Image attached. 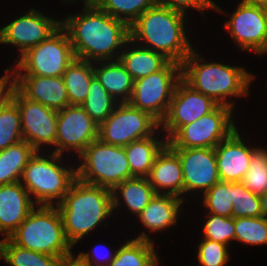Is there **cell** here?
Wrapping results in <instances>:
<instances>
[{"mask_svg": "<svg viewBox=\"0 0 267 266\" xmlns=\"http://www.w3.org/2000/svg\"><path fill=\"white\" fill-rule=\"evenodd\" d=\"M82 5L81 12L61 19L75 57L89 62L118 60L130 39L129 26L93 1H83Z\"/></svg>", "mask_w": 267, "mask_h": 266, "instance_id": "obj_1", "label": "cell"}, {"mask_svg": "<svg viewBox=\"0 0 267 266\" xmlns=\"http://www.w3.org/2000/svg\"><path fill=\"white\" fill-rule=\"evenodd\" d=\"M198 52L194 48L182 62L181 79L195 91L208 96L219 105L234 110V99L250 95V86L257 75L247 71L244 66H234L220 61L208 62Z\"/></svg>", "mask_w": 267, "mask_h": 266, "instance_id": "obj_2", "label": "cell"}, {"mask_svg": "<svg viewBox=\"0 0 267 266\" xmlns=\"http://www.w3.org/2000/svg\"><path fill=\"white\" fill-rule=\"evenodd\" d=\"M188 19L186 14L158 4L129 26L130 40L181 65L195 47L188 38Z\"/></svg>", "mask_w": 267, "mask_h": 266, "instance_id": "obj_3", "label": "cell"}, {"mask_svg": "<svg viewBox=\"0 0 267 266\" xmlns=\"http://www.w3.org/2000/svg\"><path fill=\"white\" fill-rule=\"evenodd\" d=\"M56 207L62 217L65 236L74 248L97 227L109 225L108 220L114 214L112 190L76 179Z\"/></svg>", "mask_w": 267, "mask_h": 266, "instance_id": "obj_4", "label": "cell"}, {"mask_svg": "<svg viewBox=\"0 0 267 266\" xmlns=\"http://www.w3.org/2000/svg\"><path fill=\"white\" fill-rule=\"evenodd\" d=\"M46 151H36L29 159L20 183L29 192L36 205L56 206L76 180V164L66 156ZM65 161V163H64Z\"/></svg>", "mask_w": 267, "mask_h": 266, "instance_id": "obj_5", "label": "cell"}, {"mask_svg": "<svg viewBox=\"0 0 267 266\" xmlns=\"http://www.w3.org/2000/svg\"><path fill=\"white\" fill-rule=\"evenodd\" d=\"M8 238L19 247L59 258L74 249L65 236L56 206L37 205Z\"/></svg>", "mask_w": 267, "mask_h": 266, "instance_id": "obj_6", "label": "cell"}, {"mask_svg": "<svg viewBox=\"0 0 267 266\" xmlns=\"http://www.w3.org/2000/svg\"><path fill=\"white\" fill-rule=\"evenodd\" d=\"M77 158L73 163L78 162L76 179L81 182L113 190L119 183L133 178L123 146L105 144L97 139Z\"/></svg>", "mask_w": 267, "mask_h": 266, "instance_id": "obj_7", "label": "cell"}, {"mask_svg": "<svg viewBox=\"0 0 267 266\" xmlns=\"http://www.w3.org/2000/svg\"><path fill=\"white\" fill-rule=\"evenodd\" d=\"M9 66L11 75L62 76L75 54L67 31L61 26L49 38L29 48Z\"/></svg>", "mask_w": 267, "mask_h": 266, "instance_id": "obj_8", "label": "cell"}, {"mask_svg": "<svg viewBox=\"0 0 267 266\" xmlns=\"http://www.w3.org/2000/svg\"><path fill=\"white\" fill-rule=\"evenodd\" d=\"M180 80L181 65L170 61L158 72L135 80L128 103L161 122L168 112L175 87Z\"/></svg>", "mask_w": 267, "mask_h": 266, "instance_id": "obj_9", "label": "cell"}, {"mask_svg": "<svg viewBox=\"0 0 267 266\" xmlns=\"http://www.w3.org/2000/svg\"><path fill=\"white\" fill-rule=\"evenodd\" d=\"M231 107L218 105L212 112L182 126L169 140L171 148H215L237 127Z\"/></svg>", "mask_w": 267, "mask_h": 266, "instance_id": "obj_10", "label": "cell"}, {"mask_svg": "<svg viewBox=\"0 0 267 266\" xmlns=\"http://www.w3.org/2000/svg\"><path fill=\"white\" fill-rule=\"evenodd\" d=\"M160 122L146 111L129 103H118L99 125L98 139L109 145L126 146L135 140L153 136Z\"/></svg>", "mask_w": 267, "mask_h": 266, "instance_id": "obj_11", "label": "cell"}, {"mask_svg": "<svg viewBox=\"0 0 267 266\" xmlns=\"http://www.w3.org/2000/svg\"><path fill=\"white\" fill-rule=\"evenodd\" d=\"M213 11L229 16L223 28L240 52L250 51L258 57L267 54V28L261 6L240 0L232 13H227L217 3H214Z\"/></svg>", "mask_w": 267, "mask_h": 266, "instance_id": "obj_12", "label": "cell"}, {"mask_svg": "<svg viewBox=\"0 0 267 266\" xmlns=\"http://www.w3.org/2000/svg\"><path fill=\"white\" fill-rule=\"evenodd\" d=\"M11 99L20 111L23 140L36 151L44 152L47 149L49 152L53 149L56 143L58 111L27 99L13 85Z\"/></svg>", "mask_w": 267, "mask_h": 266, "instance_id": "obj_13", "label": "cell"}, {"mask_svg": "<svg viewBox=\"0 0 267 266\" xmlns=\"http://www.w3.org/2000/svg\"><path fill=\"white\" fill-rule=\"evenodd\" d=\"M98 129L99 125L81 105H68L58 110L56 143L50 152L67 154L69 158L73 153L72 157L76 155L77 159L90 143L98 139Z\"/></svg>", "mask_w": 267, "mask_h": 266, "instance_id": "obj_14", "label": "cell"}, {"mask_svg": "<svg viewBox=\"0 0 267 266\" xmlns=\"http://www.w3.org/2000/svg\"><path fill=\"white\" fill-rule=\"evenodd\" d=\"M60 27V19L49 17L39 9L31 7L21 16L0 27V45L11 44L17 48L20 57L29 48L49 38Z\"/></svg>", "mask_w": 267, "mask_h": 266, "instance_id": "obj_15", "label": "cell"}, {"mask_svg": "<svg viewBox=\"0 0 267 266\" xmlns=\"http://www.w3.org/2000/svg\"><path fill=\"white\" fill-rule=\"evenodd\" d=\"M218 105L181 79L175 87L168 112L160 122L161 132L169 140L182 126L212 112Z\"/></svg>", "mask_w": 267, "mask_h": 266, "instance_id": "obj_16", "label": "cell"}, {"mask_svg": "<svg viewBox=\"0 0 267 266\" xmlns=\"http://www.w3.org/2000/svg\"><path fill=\"white\" fill-rule=\"evenodd\" d=\"M172 149L180 157L182 165L184 200H189L185 197H188L191 193L193 195L197 193L198 197L203 195L220 181L215 148Z\"/></svg>", "mask_w": 267, "mask_h": 266, "instance_id": "obj_17", "label": "cell"}, {"mask_svg": "<svg viewBox=\"0 0 267 266\" xmlns=\"http://www.w3.org/2000/svg\"><path fill=\"white\" fill-rule=\"evenodd\" d=\"M238 129L215 147L220 181L241 182L249 169L253 152L259 147L246 142Z\"/></svg>", "mask_w": 267, "mask_h": 266, "instance_id": "obj_18", "label": "cell"}, {"mask_svg": "<svg viewBox=\"0 0 267 266\" xmlns=\"http://www.w3.org/2000/svg\"><path fill=\"white\" fill-rule=\"evenodd\" d=\"M12 85L27 99L61 110L69 105L62 76L11 75Z\"/></svg>", "mask_w": 267, "mask_h": 266, "instance_id": "obj_19", "label": "cell"}, {"mask_svg": "<svg viewBox=\"0 0 267 266\" xmlns=\"http://www.w3.org/2000/svg\"><path fill=\"white\" fill-rule=\"evenodd\" d=\"M186 200L170 194H155L150 203L136 217L144 230L135 239L154 242L150 234L164 232L178 225ZM179 217V218H178ZM146 230L147 233H146ZM151 232V233H150Z\"/></svg>", "mask_w": 267, "mask_h": 266, "instance_id": "obj_20", "label": "cell"}, {"mask_svg": "<svg viewBox=\"0 0 267 266\" xmlns=\"http://www.w3.org/2000/svg\"><path fill=\"white\" fill-rule=\"evenodd\" d=\"M37 205L19 182L0 185V233L8 238Z\"/></svg>", "mask_w": 267, "mask_h": 266, "instance_id": "obj_21", "label": "cell"}, {"mask_svg": "<svg viewBox=\"0 0 267 266\" xmlns=\"http://www.w3.org/2000/svg\"><path fill=\"white\" fill-rule=\"evenodd\" d=\"M147 178L156 194H170L183 198L180 157L168 144L157 155Z\"/></svg>", "mask_w": 267, "mask_h": 266, "instance_id": "obj_22", "label": "cell"}, {"mask_svg": "<svg viewBox=\"0 0 267 266\" xmlns=\"http://www.w3.org/2000/svg\"><path fill=\"white\" fill-rule=\"evenodd\" d=\"M155 191L146 177H133L119 183L112 190L113 213L121 208H127L137 217L155 196ZM123 203V204H122Z\"/></svg>", "mask_w": 267, "mask_h": 266, "instance_id": "obj_23", "label": "cell"}, {"mask_svg": "<svg viewBox=\"0 0 267 266\" xmlns=\"http://www.w3.org/2000/svg\"><path fill=\"white\" fill-rule=\"evenodd\" d=\"M93 69L101 85L118 103L129 102L134 80L119 59L93 62Z\"/></svg>", "mask_w": 267, "mask_h": 266, "instance_id": "obj_24", "label": "cell"}, {"mask_svg": "<svg viewBox=\"0 0 267 266\" xmlns=\"http://www.w3.org/2000/svg\"><path fill=\"white\" fill-rule=\"evenodd\" d=\"M167 144V138L159 129L153 136L135 140L124 146L132 176L147 178L157 155Z\"/></svg>", "mask_w": 267, "mask_h": 266, "instance_id": "obj_25", "label": "cell"}, {"mask_svg": "<svg viewBox=\"0 0 267 266\" xmlns=\"http://www.w3.org/2000/svg\"><path fill=\"white\" fill-rule=\"evenodd\" d=\"M119 60L134 81L158 72L170 62L164 55L137 45L130 39L124 45Z\"/></svg>", "mask_w": 267, "mask_h": 266, "instance_id": "obj_26", "label": "cell"}, {"mask_svg": "<svg viewBox=\"0 0 267 266\" xmlns=\"http://www.w3.org/2000/svg\"><path fill=\"white\" fill-rule=\"evenodd\" d=\"M121 244L117 247L116 255L108 266H159L161 264L154 242L135 239L131 236V239Z\"/></svg>", "mask_w": 267, "mask_h": 266, "instance_id": "obj_27", "label": "cell"}, {"mask_svg": "<svg viewBox=\"0 0 267 266\" xmlns=\"http://www.w3.org/2000/svg\"><path fill=\"white\" fill-rule=\"evenodd\" d=\"M36 150L25 140L0 151V185L21 180L23 170Z\"/></svg>", "mask_w": 267, "mask_h": 266, "instance_id": "obj_28", "label": "cell"}, {"mask_svg": "<svg viewBox=\"0 0 267 266\" xmlns=\"http://www.w3.org/2000/svg\"><path fill=\"white\" fill-rule=\"evenodd\" d=\"M94 76L93 62L74 59L62 75L69 105H82L84 103Z\"/></svg>", "mask_w": 267, "mask_h": 266, "instance_id": "obj_29", "label": "cell"}, {"mask_svg": "<svg viewBox=\"0 0 267 266\" xmlns=\"http://www.w3.org/2000/svg\"><path fill=\"white\" fill-rule=\"evenodd\" d=\"M1 259L8 266H57L60 260L57 256L19 247L9 238H3Z\"/></svg>", "mask_w": 267, "mask_h": 266, "instance_id": "obj_30", "label": "cell"}, {"mask_svg": "<svg viewBox=\"0 0 267 266\" xmlns=\"http://www.w3.org/2000/svg\"><path fill=\"white\" fill-rule=\"evenodd\" d=\"M118 102L105 90L94 76L90 83L88 95L81 105L91 119L100 125L113 112Z\"/></svg>", "mask_w": 267, "mask_h": 266, "instance_id": "obj_31", "label": "cell"}, {"mask_svg": "<svg viewBox=\"0 0 267 266\" xmlns=\"http://www.w3.org/2000/svg\"><path fill=\"white\" fill-rule=\"evenodd\" d=\"M103 11L130 26L146 10L158 5V0H94Z\"/></svg>", "mask_w": 267, "mask_h": 266, "instance_id": "obj_32", "label": "cell"}, {"mask_svg": "<svg viewBox=\"0 0 267 266\" xmlns=\"http://www.w3.org/2000/svg\"><path fill=\"white\" fill-rule=\"evenodd\" d=\"M233 197L234 182L219 181L201 195V204L207 213L232 217Z\"/></svg>", "mask_w": 267, "mask_h": 266, "instance_id": "obj_33", "label": "cell"}, {"mask_svg": "<svg viewBox=\"0 0 267 266\" xmlns=\"http://www.w3.org/2000/svg\"><path fill=\"white\" fill-rule=\"evenodd\" d=\"M22 140L20 111L10 98L0 110V151Z\"/></svg>", "mask_w": 267, "mask_h": 266, "instance_id": "obj_34", "label": "cell"}, {"mask_svg": "<svg viewBox=\"0 0 267 266\" xmlns=\"http://www.w3.org/2000/svg\"><path fill=\"white\" fill-rule=\"evenodd\" d=\"M235 241L244 245H267V217L234 218Z\"/></svg>", "mask_w": 267, "mask_h": 266, "instance_id": "obj_35", "label": "cell"}, {"mask_svg": "<svg viewBox=\"0 0 267 266\" xmlns=\"http://www.w3.org/2000/svg\"><path fill=\"white\" fill-rule=\"evenodd\" d=\"M241 182L258 196L267 191V147L259 146L253 152L249 169Z\"/></svg>", "mask_w": 267, "mask_h": 266, "instance_id": "obj_36", "label": "cell"}, {"mask_svg": "<svg viewBox=\"0 0 267 266\" xmlns=\"http://www.w3.org/2000/svg\"><path fill=\"white\" fill-rule=\"evenodd\" d=\"M203 220L202 238L230 246L235 241V225L233 217L206 213Z\"/></svg>", "mask_w": 267, "mask_h": 266, "instance_id": "obj_37", "label": "cell"}, {"mask_svg": "<svg viewBox=\"0 0 267 266\" xmlns=\"http://www.w3.org/2000/svg\"><path fill=\"white\" fill-rule=\"evenodd\" d=\"M232 217L263 216L260 197L249 191L242 182H234Z\"/></svg>", "mask_w": 267, "mask_h": 266, "instance_id": "obj_38", "label": "cell"}, {"mask_svg": "<svg viewBox=\"0 0 267 266\" xmlns=\"http://www.w3.org/2000/svg\"><path fill=\"white\" fill-rule=\"evenodd\" d=\"M197 248V266H227L230 261L228 245L202 238Z\"/></svg>", "mask_w": 267, "mask_h": 266, "instance_id": "obj_39", "label": "cell"}, {"mask_svg": "<svg viewBox=\"0 0 267 266\" xmlns=\"http://www.w3.org/2000/svg\"><path fill=\"white\" fill-rule=\"evenodd\" d=\"M159 5L182 12L187 15L190 10H196L204 17L205 12L214 10V0H158Z\"/></svg>", "mask_w": 267, "mask_h": 266, "instance_id": "obj_40", "label": "cell"}, {"mask_svg": "<svg viewBox=\"0 0 267 266\" xmlns=\"http://www.w3.org/2000/svg\"><path fill=\"white\" fill-rule=\"evenodd\" d=\"M105 243L95 245L90 249L89 252H79V256L89 265V266H108L111 261L114 259L117 251L116 249L113 251L110 247ZM108 248V249H107ZM111 250V251H110ZM91 253V254H90Z\"/></svg>", "mask_w": 267, "mask_h": 266, "instance_id": "obj_41", "label": "cell"}, {"mask_svg": "<svg viewBox=\"0 0 267 266\" xmlns=\"http://www.w3.org/2000/svg\"><path fill=\"white\" fill-rule=\"evenodd\" d=\"M57 266H89L78 254L74 252L68 256L60 258Z\"/></svg>", "mask_w": 267, "mask_h": 266, "instance_id": "obj_42", "label": "cell"}, {"mask_svg": "<svg viewBox=\"0 0 267 266\" xmlns=\"http://www.w3.org/2000/svg\"><path fill=\"white\" fill-rule=\"evenodd\" d=\"M4 71L6 74L0 77V100L9 92L12 85V78L8 67Z\"/></svg>", "mask_w": 267, "mask_h": 266, "instance_id": "obj_43", "label": "cell"}, {"mask_svg": "<svg viewBox=\"0 0 267 266\" xmlns=\"http://www.w3.org/2000/svg\"><path fill=\"white\" fill-rule=\"evenodd\" d=\"M261 209L263 216L267 217V191L260 195Z\"/></svg>", "mask_w": 267, "mask_h": 266, "instance_id": "obj_44", "label": "cell"}, {"mask_svg": "<svg viewBox=\"0 0 267 266\" xmlns=\"http://www.w3.org/2000/svg\"><path fill=\"white\" fill-rule=\"evenodd\" d=\"M245 3L257 5V6H263L267 4V0H242Z\"/></svg>", "mask_w": 267, "mask_h": 266, "instance_id": "obj_45", "label": "cell"}, {"mask_svg": "<svg viewBox=\"0 0 267 266\" xmlns=\"http://www.w3.org/2000/svg\"><path fill=\"white\" fill-rule=\"evenodd\" d=\"M11 98V86L9 92L0 100V110L1 107Z\"/></svg>", "mask_w": 267, "mask_h": 266, "instance_id": "obj_46", "label": "cell"}, {"mask_svg": "<svg viewBox=\"0 0 267 266\" xmlns=\"http://www.w3.org/2000/svg\"><path fill=\"white\" fill-rule=\"evenodd\" d=\"M263 15H264V19H265V23H266V28H267V4L261 6Z\"/></svg>", "mask_w": 267, "mask_h": 266, "instance_id": "obj_47", "label": "cell"}, {"mask_svg": "<svg viewBox=\"0 0 267 266\" xmlns=\"http://www.w3.org/2000/svg\"><path fill=\"white\" fill-rule=\"evenodd\" d=\"M62 2H63V4H65L66 5V3L67 4H70V5H72V3H77L79 0H61ZM81 1V0H80ZM83 1H94V0H82V2Z\"/></svg>", "mask_w": 267, "mask_h": 266, "instance_id": "obj_48", "label": "cell"}, {"mask_svg": "<svg viewBox=\"0 0 267 266\" xmlns=\"http://www.w3.org/2000/svg\"><path fill=\"white\" fill-rule=\"evenodd\" d=\"M2 241H3V238L0 239V259H1V247H2Z\"/></svg>", "mask_w": 267, "mask_h": 266, "instance_id": "obj_49", "label": "cell"}]
</instances>
